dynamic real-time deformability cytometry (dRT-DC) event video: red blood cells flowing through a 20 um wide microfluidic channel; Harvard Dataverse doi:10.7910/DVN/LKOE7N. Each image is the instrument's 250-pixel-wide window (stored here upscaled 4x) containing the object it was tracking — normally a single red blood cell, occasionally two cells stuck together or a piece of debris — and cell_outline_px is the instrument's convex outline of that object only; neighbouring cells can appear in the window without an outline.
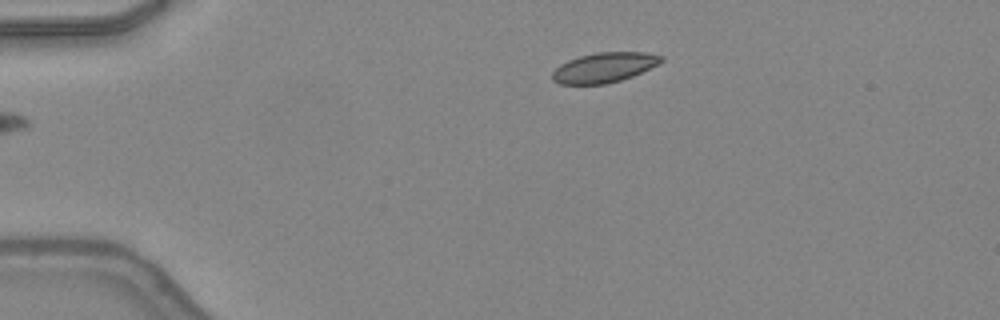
{"species": "common noctule bat (a hibernating species)", "species_latin": "Nyctalus noctula", "temperature_condition": "warm", "stored_images_in_passage": 35, "camera_frame_rate_fps": 3000, "um_per_image_px": 0.085, "animal": {"sex": "female", "body_mass_g": 24.6, "forearm_length_mm": 56.2}, "frame": {"image": 1, "passage_image": 1, "time_ms": 0.0, "image_size_px": [1000, 320], "cell_outline_px": [[664, 60], [632, 76], [620, 80], [604, 84], [560, 84], [552, 80], [552, 72], [560, 64], [568, 60], [580, 56], [596, 52], [644, 52], [664, 56]], "centroid_in_image_um": [51.32, 5.73], "position_along_channel_um": 33.7, "area_um2": 18.79}}
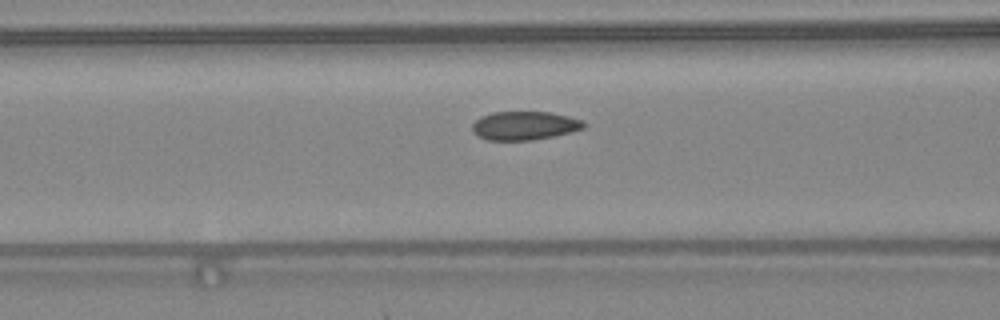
{"frame": {"image": 2, "passage_image": 11, "time_ms": 3.333, "image_size_px": [1000, 320], "cell_outline_px": [[588, 124], [584, 128], [572, 132], [532, 140], [488, 140], [476, 136], [472, 132], [472, 124], [480, 116], [492, 112], [548, 112], [568, 116], [584, 120]], "centroid_in_image_um": [44.58, 10.68], "position_along_channel_um": 122.0, "area_um2": 18.79}}
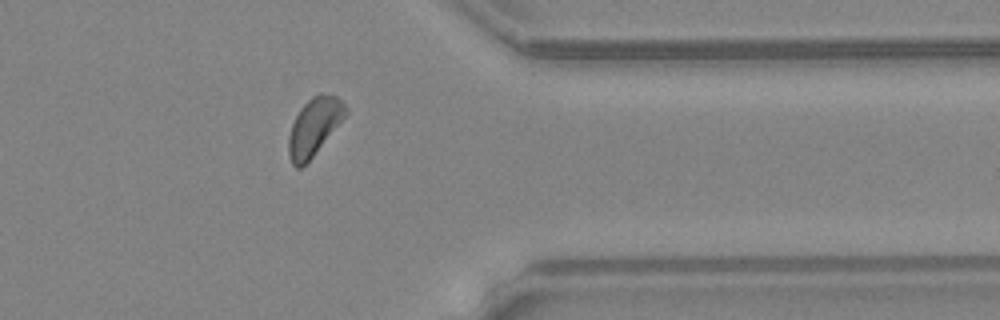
{"frame": {"image": 3, "passage_image": 30, "time_ms": 9.667, "image_size_px": [1000, 320], "cell_outline_px": [[348, 112], [312, 156], [300, 168], [296, 168], [292, 164], [288, 156], [288, 136], [292, 124], [300, 108], [312, 96], [320, 92], [336, 96], [348, 108]], "centroid_in_image_um": [26.67, 10.74], "position_along_channel_um": 384.7, "area_um2": 18.73}, "authors_computed_cell_mechanics": {"area_um2": 18.8428, "velocity_mm_per_s": 4.3145, "shape_relaxation_time_tau1_ms": 5.9384, "shape_relaxation_time_tau2_ms": 4.2886, "deformation_change_tau1": 0.0975, "deformation_change_tau2": 0.075}}